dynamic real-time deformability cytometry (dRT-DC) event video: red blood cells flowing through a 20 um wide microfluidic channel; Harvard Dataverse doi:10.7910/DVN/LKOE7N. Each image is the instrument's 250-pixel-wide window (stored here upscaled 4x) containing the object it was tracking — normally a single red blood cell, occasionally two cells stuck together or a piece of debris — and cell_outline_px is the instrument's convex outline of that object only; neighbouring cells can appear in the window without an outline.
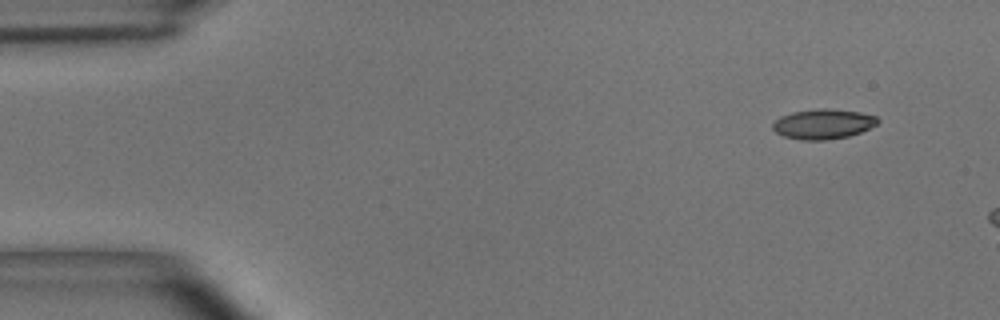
{"species": "common noctule bat (a hibernating species)", "species_latin": "Nyctalus noctula", "temperature_condition": "room temperature", "stored_images_in_passage": 2, "camera_frame_rate_fps": 3000, "um_per_image_px": 0.085, "animal": {"sex": "male", "body_mass_g": 15.6}, "frame": {"image": 1, "passage_image": 1, "time_ms": 0.0, "image_size_px": [1000, 320], "cell_outline_px": [[880, 120], [876, 124], [860, 132], [848, 136], [824, 140], [800, 140], [784, 136], [776, 132], [772, 128], [772, 124], [780, 116], [792, 112], [820, 108], [828, 108], [860, 112], [876, 116]], "centroid_in_image_um": [69.95, 10.53], "position_along_channel_um": 15.1, "area_um2": 18.26}}